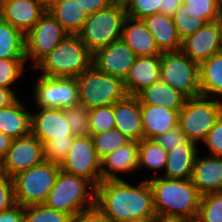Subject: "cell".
I'll list each match as a JSON object with an SVG mask.
<instances>
[{"label": "cell", "instance_id": "cell-1", "mask_svg": "<svg viewBox=\"0 0 222 222\" xmlns=\"http://www.w3.org/2000/svg\"><path fill=\"white\" fill-rule=\"evenodd\" d=\"M95 205L110 222H152L157 218L148 179L132 186L123 179L101 181Z\"/></svg>", "mask_w": 222, "mask_h": 222}, {"label": "cell", "instance_id": "cell-2", "mask_svg": "<svg viewBox=\"0 0 222 222\" xmlns=\"http://www.w3.org/2000/svg\"><path fill=\"white\" fill-rule=\"evenodd\" d=\"M157 218L196 220L202 195L191 179L155 176L148 179Z\"/></svg>", "mask_w": 222, "mask_h": 222}, {"label": "cell", "instance_id": "cell-3", "mask_svg": "<svg viewBox=\"0 0 222 222\" xmlns=\"http://www.w3.org/2000/svg\"><path fill=\"white\" fill-rule=\"evenodd\" d=\"M37 109L38 112H31V134L44 145L45 160L60 165L75 137L66 120L64 109Z\"/></svg>", "mask_w": 222, "mask_h": 222}, {"label": "cell", "instance_id": "cell-4", "mask_svg": "<svg viewBox=\"0 0 222 222\" xmlns=\"http://www.w3.org/2000/svg\"><path fill=\"white\" fill-rule=\"evenodd\" d=\"M92 65V53L77 34H68L33 68L44 77L77 78Z\"/></svg>", "mask_w": 222, "mask_h": 222}, {"label": "cell", "instance_id": "cell-5", "mask_svg": "<svg viewBox=\"0 0 222 222\" xmlns=\"http://www.w3.org/2000/svg\"><path fill=\"white\" fill-rule=\"evenodd\" d=\"M95 190L96 187L86 178L60 169L54 187L44 204L73 217L95 205Z\"/></svg>", "mask_w": 222, "mask_h": 222}, {"label": "cell", "instance_id": "cell-6", "mask_svg": "<svg viewBox=\"0 0 222 222\" xmlns=\"http://www.w3.org/2000/svg\"><path fill=\"white\" fill-rule=\"evenodd\" d=\"M79 103L86 108L110 106L128 94L124 81L97 70L93 65L77 77Z\"/></svg>", "mask_w": 222, "mask_h": 222}, {"label": "cell", "instance_id": "cell-7", "mask_svg": "<svg viewBox=\"0 0 222 222\" xmlns=\"http://www.w3.org/2000/svg\"><path fill=\"white\" fill-rule=\"evenodd\" d=\"M126 17V8L109 5L88 15L77 35L93 54L121 38Z\"/></svg>", "mask_w": 222, "mask_h": 222}, {"label": "cell", "instance_id": "cell-8", "mask_svg": "<svg viewBox=\"0 0 222 222\" xmlns=\"http://www.w3.org/2000/svg\"><path fill=\"white\" fill-rule=\"evenodd\" d=\"M60 165L44 160L13 177L16 203L22 207L44 204L54 187Z\"/></svg>", "mask_w": 222, "mask_h": 222}, {"label": "cell", "instance_id": "cell-9", "mask_svg": "<svg viewBox=\"0 0 222 222\" xmlns=\"http://www.w3.org/2000/svg\"><path fill=\"white\" fill-rule=\"evenodd\" d=\"M222 114V100L197 96L186 98L179 111L178 127L189 141H203Z\"/></svg>", "mask_w": 222, "mask_h": 222}, {"label": "cell", "instance_id": "cell-10", "mask_svg": "<svg viewBox=\"0 0 222 222\" xmlns=\"http://www.w3.org/2000/svg\"><path fill=\"white\" fill-rule=\"evenodd\" d=\"M160 80L179 91L186 98L200 96L199 64L181 50L162 52Z\"/></svg>", "mask_w": 222, "mask_h": 222}, {"label": "cell", "instance_id": "cell-11", "mask_svg": "<svg viewBox=\"0 0 222 222\" xmlns=\"http://www.w3.org/2000/svg\"><path fill=\"white\" fill-rule=\"evenodd\" d=\"M60 169L89 180L95 187L102 181L101 160L90 135L75 136Z\"/></svg>", "mask_w": 222, "mask_h": 222}, {"label": "cell", "instance_id": "cell-12", "mask_svg": "<svg viewBox=\"0 0 222 222\" xmlns=\"http://www.w3.org/2000/svg\"><path fill=\"white\" fill-rule=\"evenodd\" d=\"M34 87L37 107L65 109L79 103L77 78L40 77Z\"/></svg>", "mask_w": 222, "mask_h": 222}, {"label": "cell", "instance_id": "cell-13", "mask_svg": "<svg viewBox=\"0 0 222 222\" xmlns=\"http://www.w3.org/2000/svg\"><path fill=\"white\" fill-rule=\"evenodd\" d=\"M68 35L62 25L46 11L33 28L25 34L26 61L32 60L33 68Z\"/></svg>", "mask_w": 222, "mask_h": 222}, {"label": "cell", "instance_id": "cell-14", "mask_svg": "<svg viewBox=\"0 0 222 222\" xmlns=\"http://www.w3.org/2000/svg\"><path fill=\"white\" fill-rule=\"evenodd\" d=\"M45 160L44 145L34 135L13 139L3 158V172L13 178L15 175L41 164Z\"/></svg>", "mask_w": 222, "mask_h": 222}, {"label": "cell", "instance_id": "cell-15", "mask_svg": "<svg viewBox=\"0 0 222 222\" xmlns=\"http://www.w3.org/2000/svg\"><path fill=\"white\" fill-rule=\"evenodd\" d=\"M136 57L132 49L120 38L95 51L92 54V65L101 72L125 81Z\"/></svg>", "mask_w": 222, "mask_h": 222}, {"label": "cell", "instance_id": "cell-16", "mask_svg": "<svg viewBox=\"0 0 222 222\" xmlns=\"http://www.w3.org/2000/svg\"><path fill=\"white\" fill-rule=\"evenodd\" d=\"M181 51L199 65L222 51V21L207 22L182 40Z\"/></svg>", "mask_w": 222, "mask_h": 222}, {"label": "cell", "instance_id": "cell-17", "mask_svg": "<svg viewBox=\"0 0 222 222\" xmlns=\"http://www.w3.org/2000/svg\"><path fill=\"white\" fill-rule=\"evenodd\" d=\"M115 128L130 140L143 139L141 105L134 95H127L113 104Z\"/></svg>", "mask_w": 222, "mask_h": 222}, {"label": "cell", "instance_id": "cell-18", "mask_svg": "<svg viewBox=\"0 0 222 222\" xmlns=\"http://www.w3.org/2000/svg\"><path fill=\"white\" fill-rule=\"evenodd\" d=\"M191 181L202 196L222 192V157L210 154L200 157L198 154Z\"/></svg>", "mask_w": 222, "mask_h": 222}, {"label": "cell", "instance_id": "cell-19", "mask_svg": "<svg viewBox=\"0 0 222 222\" xmlns=\"http://www.w3.org/2000/svg\"><path fill=\"white\" fill-rule=\"evenodd\" d=\"M46 11L38 0H13L0 8V18L27 34Z\"/></svg>", "mask_w": 222, "mask_h": 222}, {"label": "cell", "instance_id": "cell-20", "mask_svg": "<svg viewBox=\"0 0 222 222\" xmlns=\"http://www.w3.org/2000/svg\"><path fill=\"white\" fill-rule=\"evenodd\" d=\"M139 142L130 140L101 160V178L117 180L118 173H131L138 169Z\"/></svg>", "mask_w": 222, "mask_h": 222}, {"label": "cell", "instance_id": "cell-21", "mask_svg": "<svg viewBox=\"0 0 222 222\" xmlns=\"http://www.w3.org/2000/svg\"><path fill=\"white\" fill-rule=\"evenodd\" d=\"M160 80V55L136 57L124 86L128 95H136L142 89Z\"/></svg>", "mask_w": 222, "mask_h": 222}, {"label": "cell", "instance_id": "cell-22", "mask_svg": "<svg viewBox=\"0 0 222 222\" xmlns=\"http://www.w3.org/2000/svg\"><path fill=\"white\" fill-rule=\"evenodd\" d=\"M121 38L137 57L162 54L142 19L126 17L122 27Z\"/></svg>", "mask_w": 222, "mask_h": 222}, {"label": "cell", "instance_id": "cell-23", "mask_svg": "<svg viewBox=\"0 0 222 222\" xmlns=\"http://www.w3.org/2000/svg\"><path fill=\"white\" fill-rule=\"evenodd\" d=\"M143 139L157 136L178 127L179 111L157 105H141Z\"/></svg>", "mask_w": 222, "mask_h": 222}, {"label": "cell", "instance_id": "cell-24", "mask_svg": "<svg viewBox=\"0 0 222 222\" xmlns=\"http://www.w3.org/2000/svg\"><path fill=\"white\" fill-rule=\"evenodd\" d=\"M142 20L154 37L161 52L181 50L182 40L179 37L172 16L156 13L148 15Z\"/></svg>", "mask_w": 222, "mask_h": 222}, {"label": "cell", "instance_id": "cell-25", "mask_svg": "<svg viewBox=\"0 0 222 222\" xmlns=\"http://www.w3.org/2000/svg\"><path fill=\"white\" fill-rule=\"evenodd\" d=\"M197 143L187 141L167 151L165 172L161 177L191 179L194 163L198 155Z\"/></svg>", "mask_w": 222, "mask_h": 222}, {"label": "cell", "instance_id": "cell-26", "mask_svg": "<svg viewBox=\"0 0 222 222\" xmlns=\"http://www.w3.org/2000/svg\"><path fill=\"white\" fill-rule=\"evenodd\" d=\"M140 105H157L180 111L186 97L162 80L145 87L135 95Z\"/></svg>", "mask_w": 222, "mask_h": 222}, {"label": "cell", "instance_id": "cell-27", "mask_svg": "<svg viewBox=\"0 0 222 222\" xmlns=\"http://www.w3.org/2000/svg\"><path fill=\"white\" fill-rule=\"evenodd\" d=\"M0 131L12 139L31 134V112L19 98L10 106L0 109Z\"/></svg>", "mask_w": 222, "mask_h": 222}, {"label": "cell", "instance_id": "cell-28", "mask_svg": "<svg viewBox=\"0 0 222 222\" xmlns=\"http://www.w3.org/2000/svg\"><path fill=\"white\" fill-rule=\"evenodd\" d=\"M201 96H222V51L215 53L199 65ZM221 95V96H220Z\"/></svg>", "mask_w": 222, "mask_h": 222}, {"label": "cell", "instance_id": "cell-29", "mask_svg": "<svg viewBox=\"0 0 222 222\" xmlns=\"http://www.w3.org/2000/svg\"><path fill=\"white\" fill-rule=\"evenodd\" d=\"M49 13L62 25L68 34H78L88 17L78 0H59Z\"/></svg>", "mask_w": 222, "mask_h": 222}, {"label": "cell", "instance_id": "cell-30", "mask_svg": "<svg viewBox=\"0 0 222 222\" xmlns=\"http://www.w3.org/2000/svg\"><path fill=\"white\" fill-rule=\"evenodd\" d=\"M0 58L26 59L25 34L0 18Z\"/></svg>", "mask_w": 222, "mask_h": 222}, {"label": "cell", "instance_id": "cell-31", "mask_svg": "<svg viewBox=\"0 0 222 222\" xmlns=\"http://www.w3.org/2000/svg\"><path fill=\"white\" fill-rule=\"evenodd\" d=\"M167 151L154 139H141L139 141L138 169L149 168L162 171L165 169Z\"/></svg>", "mask_w": 222, "mask_h": 222}, {"label": "cell", "instance_id": "cell-32", "mask_svg": "<svg viewBox=\"0 0 222 222\" xmlns=\"http://www.w3.org/2000/svg\"><path fill=\"white\" fill-rule=\"evenodd\" d=\"M100 160L130 141L121 131L114 128L103 133L90 134Z\"/></svg>", "mask_w": 222, "mask_h": 222}, {"label": "cell", "instance_id": "cell-33", "mask_svg": "<svg viewBox=\"0 0 222 222\" xmlns=\"http://www.w3.org/2000/svg\"><path fill=\"white\" fill-rule=\"evenodd\" d=\"M172 19L181 40L194 34L207 23L202 16L193 13L184 2L172 16Z\"/></svg>", "mask_w": 222, "mask_h": 222}, {"label": "cell", "instance_id": "cell-34", "mask_svg": "<svg viewBox=\"0 0 222 222\" xmlns=\"http://www.w3.org/2000/svg\"><path fill=\"white\" fill-rule=\"evenodd\" d=\"M195 222H222V192L201 197Z\"/></svg>", "mask_w": 222, "mask_h": 222}, {"label": "cell", "instance_id": "cell-35", "mask_svg": "<svg viewBox=\"0 0 222 222\" xmlns=\"http://www.w3.org/2000/svg\"><path fill=\"white\" fill-rule=\"evenodd\" d=\"M72 216L45 204L24 207V222H71Z\"/></svg>", "mask_w": 222, "mask_h": 222}, {"label": "cell", "instance_id": "cell-36", "mask_svg": "<svg viewBox=\"0 0 222 222\" xmlns=\"http://www.w3.org/2000/svg\"><path fill=\"white\" fill-rule=\"evenodd\" d=\"M64 113L74 136L90 135V109L86 108L83 104L78 103L65 108Z\"/></svg>", "mask_w": 222, "mask_h": 222}, {"label": "cell", "instance_id": "cell-37", "mask_svg": "<svg viewBox=\"0 0 222 222\" xmlns=\"http://www.w3.org/2000/svg\"><path fill=\"white\" fill-rule=\"evenodd\" d=\"M115 128L113 105L90 109V134L103 133Z\"/></svg>", "mask_w": 222, "mask_h": 222}, {"label": "cell", "instance_id": "cell-38", "mask_svg": "<svg viewBox=\"0 0 222 222\" xmlns=\"http://www.w3.org/2000/svg\"><path fill=\"white\" fill-rule=\"evenodd\" d=\"M26 59L0 58V87L11 89L10 86L24 73Z\"/></svg>", "mask_w": 222, "mask_h": 222}, {"label": "cell", "instance_id": "cell-39", "mask_svg": "<svg viewBox=\"0 0 222 222\" xmlns=\"http://www.w3.org/2000/svg\"><path fill=\"white\" fill-rule=\"evenodd\" d=\"M188 8L207 22L220 21L222 5L217 0H184Z\"/></svg>", "mask_w": 222, "mask_h": 222}, {"label": "cell", "instance_id": "cell-40", "mask_svg": "<svg viewBox=\"0 0 222 222\" xmlns=\"http://www.w3.org/2000/svg\"><path fill=\"white\" fill-rule=\"evenodd\" d=\"M161 0H132L126 8V16L132 19L160 13Z\"/></svg>", "mask_w": 222, "mask_h": 222}, {"label": "cell", "instance_id": "cell-41", "mask_svg": "<svg viewBox=\"0 0 222 222\" xmlns=\"http://www.w3.org/2000/svg\"><path fill=\"white\" fill-rule=\"evenodd\" d=\"M16 204L13 178L3 173L0 175V212L10 209Z\"/></svg>", "mask_w": 222, "mask_h": 222}, {"label": "cell", "instance_id": "cell-42", "mask_svg": "<svg viewBox=\"0 0 222 222\" xmlns=\"http://www.w3.org/2000/svg\"><path fill=\"white\" fill-rule=\"evenodd\" d=\"M202 142L209 148L210 155L222 157V114Z\"/></svg>", "mask_w": 222, "mask_h": 222}, {"label": "cell", "instance_id": "cell-43", "mask_svg": "<svg viewBox=\"0 0 222 222\" xmlns=\"http://www.w3.org/2000/svg\"><path fill=\"white\" fill-rule=\"evenodd\" d=\"M154 140L166 151L175 148L178 145L185 144L188 139L179 127L170 129L168 132L157 136Z\"/></svg>", "mask_w": 222, "mask_h": 222}, {"label": "cell", "instance_id": "cell-44", "mask_svg": "<svg viewBox=\"0 0 222 222\" xmlns=\"http://www.w3.org/2000/svg\"><path fill=\"white\" fill-rule=\"evenodd\" d=\"M71 222H110V220L94 205L77 213L72 217Z\"/></svg>", "mask_w": 222, "mask_h": 222}, {"label": "cell", "instance_id": "cell-45", "mask_svg": "<svg viewBox=\"0 0 222 222\" xmlns=\"http://www.w3.org/2000/svg\"><path fill=\"white\" fill-rule=\"evenodd\" d=\"M0 222H24V207L16 204L12 208L0 212Z\"/></svg>", "mask_w": 222, "mask_h": 222}, {"label": "cell", "instance_id": "cell-46", "mask_svg": "<svg viewBox=\"0 0 222 222\" xmlns=\"http://www.w3.org/2000/svg\"><path fill=\"white\" fill-rule=\"evenodd\" d=\"M78 3L85 10L87 15L105 9L110 5L109 0H78Z\"/></svg>", "mask_w": 222, "mask_h": 222}, {"label": "cell", "instance_id": "cell-47", "mask_svg": "<svg viewBox=\"0 0 222 222\" xmlns=\"http://www.w3.org/2000/svg\"><path fill=\"white\" fill-rule=\"evenodd\" d=\"M184 0H161L160 13L173 16Z\"/></svg>", "mask_w": 222, "mask_h": 222}, {"label": "cell", "instance_id": "cell-48", "mask_svg": "<svg viewBox=\"0 0 222 222\" xmlns=\"http://www.w3.org/2000/svg\"><path fill=\"white\" fill-rule=\"evenodd\" d=\"M17 99L16 93L13 90L0 87V109L10 106Z\"/></svg>", "mask_w": 222, "mask_h": 222}, {"label": "cell", "instance_id": "cell-49", "mask_svg": "<svg viewBox=\"0 0 222 222\" xmlns=\"http://www.w3.org/2000/svg\"><path fill=\"white\" fill-rule=\"evenodd\" d=\"M13 142V139L3 132L0 131V158L3 160V158L6 156L9 148L11 147Z\"/></svg>", "mask_w": 222, "mask_h": 222}, {"label": "cell", "instance_id": "cell-50", "mask_svg": "<svg viewBox=\"0 0 222 222\" xmlns=\"http://www.w3.org/2000/svg\"><path fill=\"white\" fill-rule=\"evenodd\" d=\"M109 2H110V5L127 8L128 5L132 2V0H109Z\"/></svg>", "mask_w": 222, "mask_h": 222}, {"label": "cell", "instance_id": "cell-51", "mask_svg": "<svg viewBox=\"0 0 222 222\" xmlns=\"http://www.w3.org/2000/svg\"><path fill=\"white\" fill-rule=\"evenodd\" d=\"M40 4L46 9H50L54 4H56L59 0H38Z\"/></svg>", "mask_w": 222, "mask_h": 222}, {"label": "cell", "instance_id": "cell-52", "mask_svg": "<svg viewBox=\"0 0 222 222\" xmlns=\"http://www.w3.org/2000/svg\"><path fill=\"white\" fill-rule=\"evenodd\" d=\"M152 222H188V221L156 218V219L153 220Z\"/></svg>", "mask_w": 222, "mask_h": 222}, {"label": "cell", "instance_id": "cell-53", "mask_svg": "<svg viewBox=\"0 0 222 222\" xmlns=\"http://www.w3.org/2000/svg\"><path fill=\"white\" fill-rule=\"evenodd\" d=\"M13 0H0V8H2L4 5L10 3Z\"/></svg>", "mask_w": 222, "mask_h": 222}, {"label": "cell", "instance_id": "cell-54", "mask_svg": "<svg viewBox=\"0 0 222 222\" xmlns=\"http://www.w3.org/2000/svg\"><path fill=\"white\" fill-rule=\"evenodd\" d=\"M3 173V160L0 158V175H2Z\"/></svg>", "mask_w": 222, "mask_h": 222}]
</instances>
